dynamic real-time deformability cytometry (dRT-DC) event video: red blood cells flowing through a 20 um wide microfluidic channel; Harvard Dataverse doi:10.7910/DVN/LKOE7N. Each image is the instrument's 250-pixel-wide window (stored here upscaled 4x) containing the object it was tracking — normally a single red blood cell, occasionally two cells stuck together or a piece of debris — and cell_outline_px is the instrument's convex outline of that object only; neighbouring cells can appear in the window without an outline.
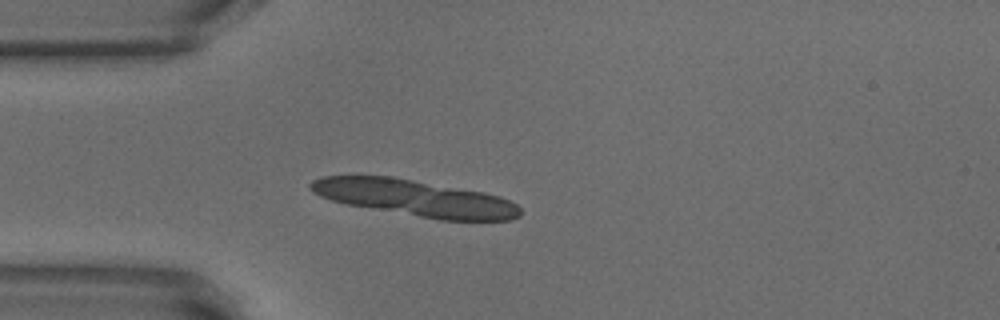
{"species": "common noctule bat (a hibernating species)", "species_latin": "Nyctalus noctula", "temperature_condition": "warm", "stored_images_in_passage": 48, "segment_of_instrument_passage": [2, 2], "camera_frame_rate_fps": 3000, "um_per_image_px": 0.085, "animal": {"sex": "male", "body_mass_g": 18.8}, "frame": {"image": 1, "passage_image": 9, "time_ms": 2.667, "image_size_px": [1000, 320], "cell_outline_px": [[516, 212], [512, 216], [496, 220], [456, 220], [432, 216], [416, 212], [440, 192], [472, 192], [488, 196], [500, 200]], "centroid_in_image_um": [39.64, 17.6], "position_along_channel_um": 45.4, "area_um2": 14.68}}
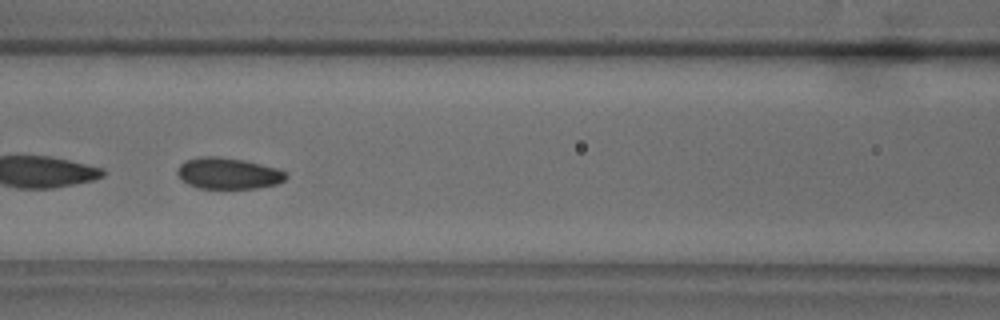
{"frame": {"image": 2, "passage_image": 18, "time_ms": 5.667, "image_size_px": [1000, 320], "cell_outline_px": [[284, 176], [280, 180], [264, 184], [228, 188], [224, 188], [196, 184], [188, 180], [180, 172], [180, 168], [184, 164], [200, 160], [224, 160], [248, 164], [280, 172]], "centroid_in_image_um": [19.36, 14.78], "position_along_channel_um": 147.2, "area_um2": 15.09}}